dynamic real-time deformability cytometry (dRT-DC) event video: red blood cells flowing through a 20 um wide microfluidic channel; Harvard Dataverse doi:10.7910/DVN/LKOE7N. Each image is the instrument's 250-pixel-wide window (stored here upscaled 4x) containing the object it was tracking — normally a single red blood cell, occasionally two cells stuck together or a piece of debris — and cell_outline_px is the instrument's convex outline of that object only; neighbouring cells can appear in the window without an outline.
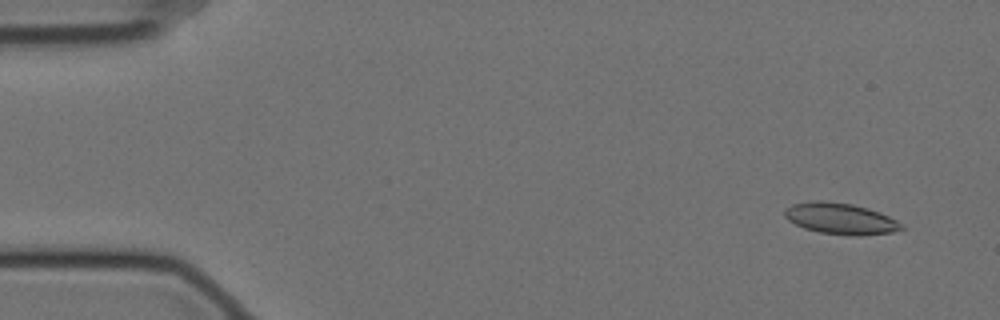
{"species": "Egyptian fruit bat (a non-hibernating species)", "species_latin": "Rousettus aegyptiacus", "temperature_condition": "cold", "stored_images_in_passage": 56, "camera_frame_rate_fps": 3000, "um_per_image_px": 0.085, "animal": {"sex": "female"}, "frame": {"image": 1, "passage_image": 2, "time_ms": 0.333, "image_size_px": [1000, 320], "cell_outline_px": [[904, 228], [892, 232], [860, 236], [856, 236], [820, 232], [804, 228], [788, 220], [784, 216], [784, 208], [792, 204], [812, 200], [824, 200], [852, 204], [868, 208], [880, 212], [904, 224]], "centroid_in_image_um": [71.43, 18.57], "position_along_channel_um": 13.6, "area_um2": 21.39}}
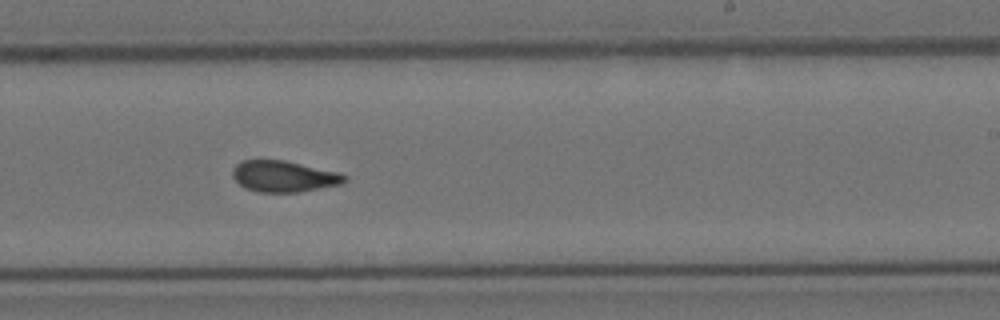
{"frame": {"image": 2, "passage_image": 33, "time_ms": 10.667, "image_size_px": [1000, 320], "cell_outline_px": [[348, 180], [344, 184], [300, 192], [256, 192], [244, 188], [232, 176], [232, 168], [240, 160], [284, 160], [340, 172], [348, 176]], "centroid_in_image_um": [24.16, 14.99], "position_along_channel_um": 264.8, "area_um2": 20.75}}
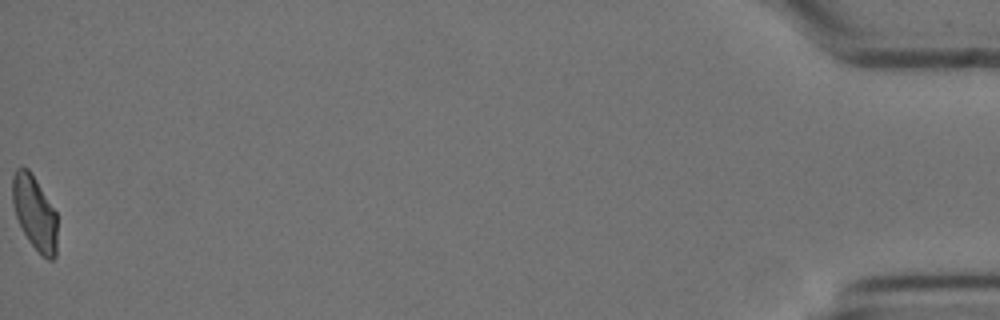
{"frame": {"image": 3, "passage_image": 56, "time_ms": 18.333, "image_size_px": [1000, 320], "cell_outline_px": [[56, 256], [52, 260], [48, 260], [28, 240], [16, 216], [12, 204], [12, 176], [16, 168], [28, 168], [32, 172], [56, 212]], "centroid_in_image_um": [2.93, 18.04], "position_along_channel_um": 432.3, "area_um2": 19.19}, "authors_computed_cell_mechanics": {"area_um2": 20.7791, "velocity_mm_per_s": 3.5084, "shape_relaxation_time_tau1_ms": null, "shape_relaxation_time_tau2_ms": 3.0024, "deformation_change_tau1": null, "deformation_change_tau2": 0.0784}}